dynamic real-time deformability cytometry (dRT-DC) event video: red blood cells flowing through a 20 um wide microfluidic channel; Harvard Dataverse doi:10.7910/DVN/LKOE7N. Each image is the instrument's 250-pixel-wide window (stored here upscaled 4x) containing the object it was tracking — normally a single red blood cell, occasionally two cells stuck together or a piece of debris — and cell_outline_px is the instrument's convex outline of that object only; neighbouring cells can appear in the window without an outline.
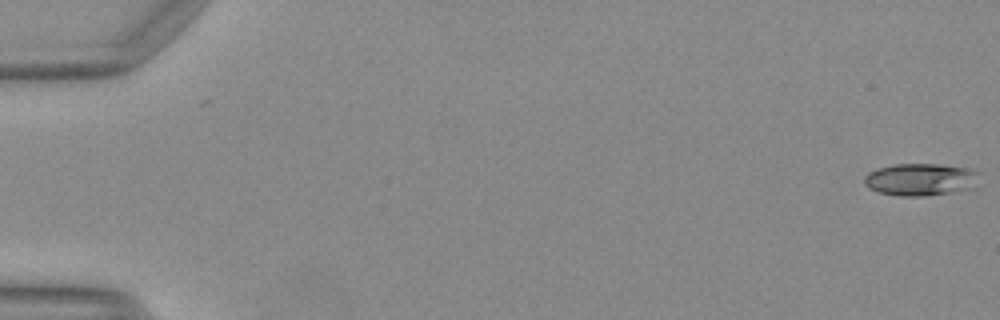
{"species": "Egyptian fruit bat (a non-hibernating species)", "species_latin": "Rousettus aegyptiacus", "temperature_condition": "warm", "stored_images_in_passage": 13, "camera_frame_rate_fps": 3000, "um_per_image_px": 0.085, "animal": {"sex": "female"}, "frame": {"image": 1, "passage_image": 1, "time_ms": 0.0, "image_size_px": [1000, 320], "cell_outline_px": [[980, 172], [972, 188], [924, 196], [900, 196], [880, 192], [868, 188], [864, 184], [864, 176], [868, 172], [876, 168], [896, 164], [940, 164], [968, 168]], "centroid_in_image_um": [78.2, 15.24], "position_along_channel_um": 6.8, "area_um2": 21.56}}
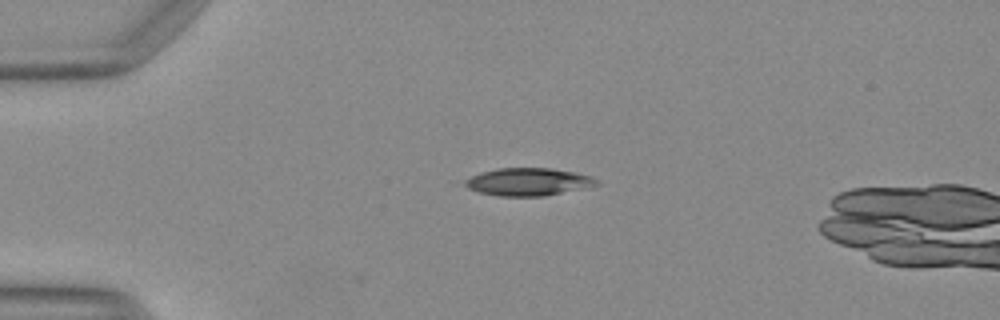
{"frame": {"image": 2, "passage_image": 13, "time_ms": 4.0, "image_size_px": [1000, 320], "cell_outline_px": [[600, 184], [544, 196], [500, 196], [480, 192], [468, 188], [464, 184], [464, 180], [480, 172], [496, 168], [548, 168], [572, 172], [592, 176]], "centroid_in_image_um": [44.86, 15.45], "position_along_channel_um": 40.1, "area_um2": 20.92}}